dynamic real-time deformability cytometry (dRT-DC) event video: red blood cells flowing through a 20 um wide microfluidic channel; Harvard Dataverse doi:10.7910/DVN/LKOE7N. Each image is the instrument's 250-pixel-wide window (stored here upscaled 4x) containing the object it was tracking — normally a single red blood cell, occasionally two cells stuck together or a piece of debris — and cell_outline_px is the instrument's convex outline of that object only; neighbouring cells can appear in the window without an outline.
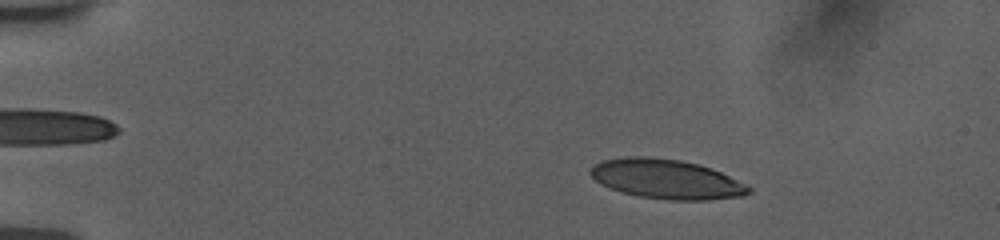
{"species": "human", "species_latin": "Homo sapiens", "temperature_condition": "room temperature", "stored_images_in_passage": 64, "camera_frame_rate_fps": 3000, "um_per_image_px": 0.085, "donor": {"sex": "female"}, "frame": {"image": 1, "passage_image": 10, "time_ms": 2.667, "image_size_px": [1000, 240], "cell_outline_px": [[752, 192], [744, 196], [708, 200], [668, 200], [640, 196], [620, 192], [600, 184], [588, 172], [588, 168], [592, 164], [600, 160], [624, 156], [644, 156], [680, 160], [712, 168], [752, 188]], "centroid_in_image_um": [56.58, 15.22], "position_along_channel_um": 28.4, "area_um2": 36.65}}
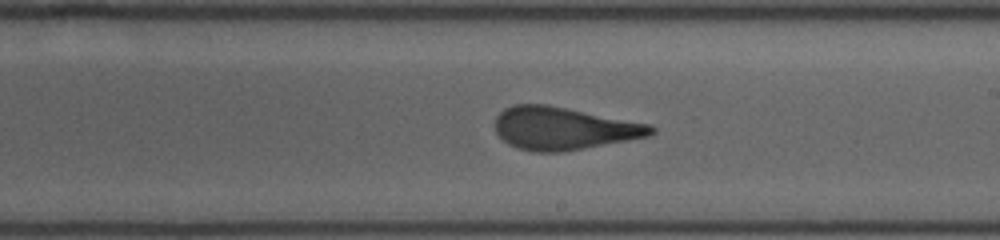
{"frame": {"image": 2, "passage_image": 36, "time_ms": 10.667, "image_size_px": [1000, 240], "cell_outline_px": [[656, 132], [648, 136], [628, 140], [564, 152], [536, 152], [516, 148], [508, 144], [496, 132], [496, 116], [504, 108], [512, 104], [548, 104], [652, 124], [656, 128]], "centroid_in_image_um": [47.92, 10.9], "position_along_channel_um": 241.1, "area_um2": 39.07}}
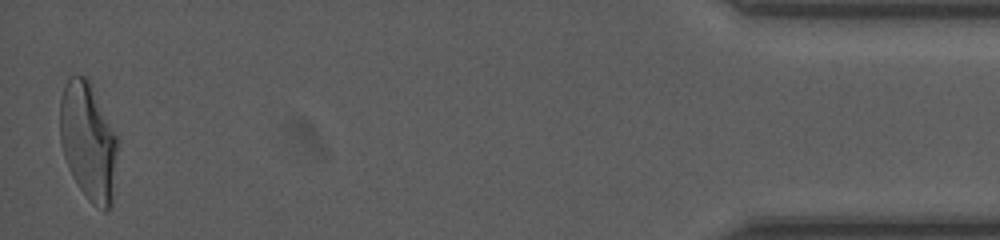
{"frame": {"image": 3, "passage_image": 63, "time_ms": 17.667, "image_size_px": [1000, 240], "cell_outline_px": [[120, 140], [112, 204], [104, 212], [88, 200], [72, 176], [64, 156], [60, 144], [60, 100], [64, 84], [68, 76], [84, 76], [92, 84]], "centroid_in_image_um": [7.53, 12.01], "position_along_channel_um": 427.7, "area_um2": 40.4}, "authors_computed_cell_mechanics": {"area_um2": 38.6682, "velocity_mm_per_s": 3.7748, "shape_relaxation_time_tau1_ms": 5.1341, "shape_relaxation_time_tau2_ms": 1.129, "deformation_change_tau1": 0.2342, "deformation_change_tau2": 0.1101}}